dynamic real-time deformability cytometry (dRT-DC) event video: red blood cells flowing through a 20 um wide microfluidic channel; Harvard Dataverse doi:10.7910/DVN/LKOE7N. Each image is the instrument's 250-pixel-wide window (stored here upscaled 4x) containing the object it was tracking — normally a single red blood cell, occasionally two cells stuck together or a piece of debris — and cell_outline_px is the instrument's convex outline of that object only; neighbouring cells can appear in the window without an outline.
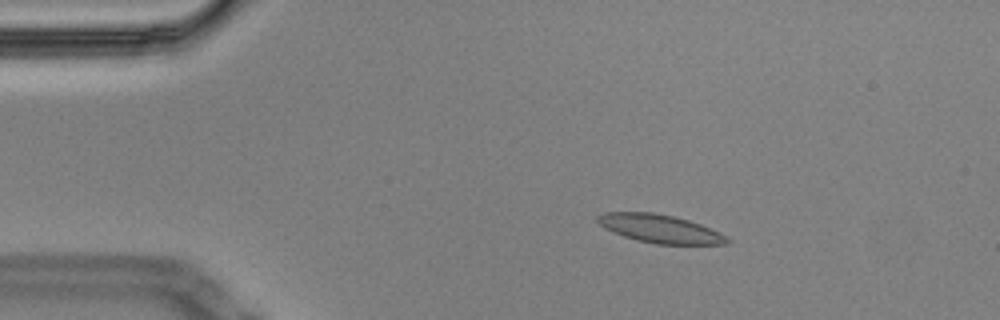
{"species": "Egyptian fruit bat (a non-hibernating species)", "species_latin": "Rousettus aegyptiacus", "temperature_condition": "cold", "stored_images_in_passage": 57, "camera_frame_rate_fps": 3000, "um_per_image_px": 0.085, "animal": {"sex": "male"}, "frame": {"image": 1, "passage_image": 9, "time_ms": 2.667, "image_size_px": [1000, 320], "cell_outline_px": [[728, 240], [724, 244], [656, 244], [636, 240], [624, 236], [604, 228], [596, 220], [596, 216], [604, 212], [652, 212], [672, 216], [688, 220], [700, 224], [724, 236]], "centroid_in_image_um": [56.0, 19.43], "position_along_channel_um": 29.0, "area_um2": 20.92}}
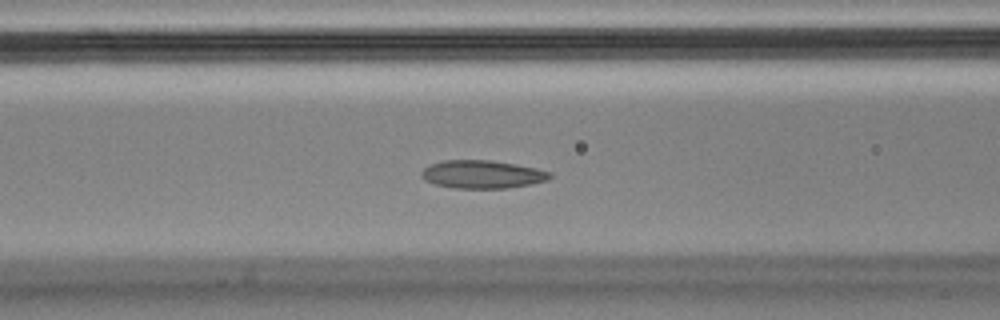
{"frame": {"image": 2, "passage_image": 22, "time_ms": 7.0, "image_size_px": [1000, 320], "cell_outline_px": [[552, 176], [548, 180], [532, 184], [508, 188], [452, 188], [436, 184], [424, 180], [420, 176], [420, 172], [424, 168], [432, 164], [444, 160], [492, 160], [536, 168], [552, 172]], "centroid_in_image_um": [41.0, 14.82], "position_along_channel_um": 125.6, "area_um2": 21.1}}
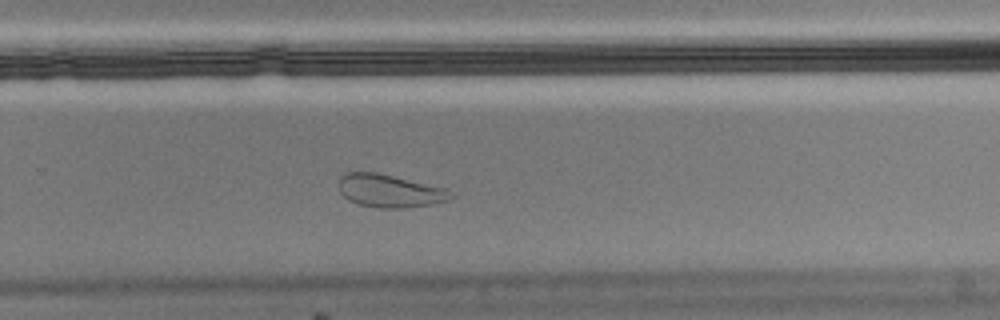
{"frame": {"image": 3, "passage_image": 37, "time_ms": 12.0, "image_size_px": [1000, 320], "cell_outline_px": [[456, 196], [448, 200], [432, 204], [404, 208], [380, 208], [360, 204], [348, 200], [340, 192], [340, 176], [348, 172], [376, 172], [448, 188]], "centroid_in_image_um": [33.18, 16.22], "position_along_channel_um": 296.6, "area_um2": 21.56}, "authors_computed_cell_mechanics": {"area_um2": 21.5594, "velocity_mm_per_s": 3.4265, "shape_relaxation_time_tau1_ms": null, "shape_relaxation_time_tau2_ms": 1.6452, "deformation_change_tau1": null, "deformation_change_tau2": 0.0737}}